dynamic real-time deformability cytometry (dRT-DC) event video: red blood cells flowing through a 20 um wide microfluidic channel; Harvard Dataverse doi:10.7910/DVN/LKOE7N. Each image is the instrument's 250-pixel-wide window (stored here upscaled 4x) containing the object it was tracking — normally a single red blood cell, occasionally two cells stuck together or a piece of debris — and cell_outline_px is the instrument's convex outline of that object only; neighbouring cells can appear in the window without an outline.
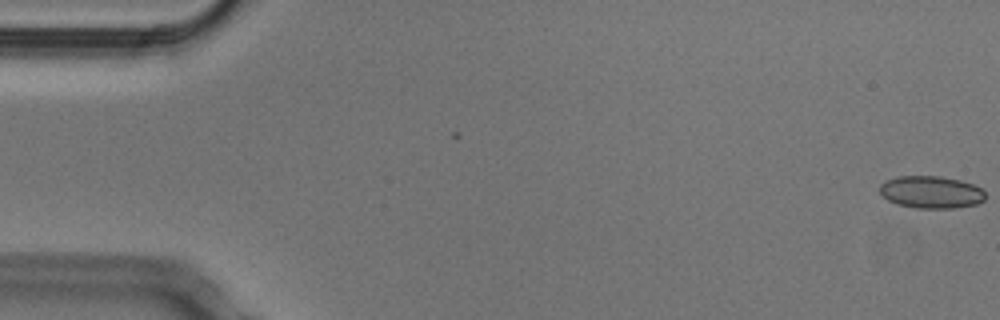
{"species": "Egyptian fruit bat (a non-hibernating species)", "species_latin": "Rousettus aegyptiacus", "temperature_condition": "cold", "stored_images_in_passage": 2, "camera_frame_rate_fps": 3000, "um_per_image_px": 0.085, "animal": {"sex": "male"}, "frame": {"image": 1, "passage_image": 2, "time_ms": 0.333, "image_size_px": [1000, 320], "cell_outline_px": [[984, 200], [976, 204], [952, 208], [916, 208], [896, 204], [888, 200], [880, 192], [880, 184], [888, 180], [900, 176], [940, 176], [960, 180], [972, 184], [980, 188], [984, 192]], "centroid_in_image_um": [79.14, 16.33], "position_along_channel_um": 5.9, "area_um2": 19.71}}